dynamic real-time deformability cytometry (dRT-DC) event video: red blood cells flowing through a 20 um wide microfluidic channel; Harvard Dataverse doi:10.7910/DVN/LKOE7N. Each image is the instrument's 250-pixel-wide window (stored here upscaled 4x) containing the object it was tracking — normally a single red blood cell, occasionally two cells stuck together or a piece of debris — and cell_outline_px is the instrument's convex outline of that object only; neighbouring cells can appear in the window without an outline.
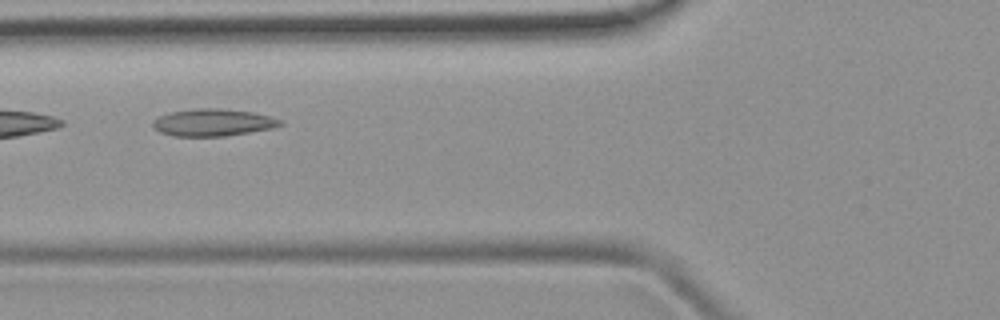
{"species": "common noctule bat (a hibernating species)", "species_latin": "Nyctalus noctula", "temperature_condition": "room temperature", "stored_images_in_passage": 8, "camera_frame_rate_fps": 3000, "um_per_image_px": 0.085, "animal": {"sex": "female", "body_mass_g": 19.9}, "frame": {"image": 1, "passage_image": 4, "time_ms": 4.333, "image_size_px": [1000, 320], "cell_outline_px": [[284, 124], [272, 128], [224, 136], [172, 136], [160, 132], [152, 124], [152, 120], [168, 112], [196, 108], [220, 108], [252, 112], [272, 116], [280, 120]], "centroid_in_image_um": [18.09, 10.4], "position_along_channel_um": 107.7, "area_um2": 20.17}}
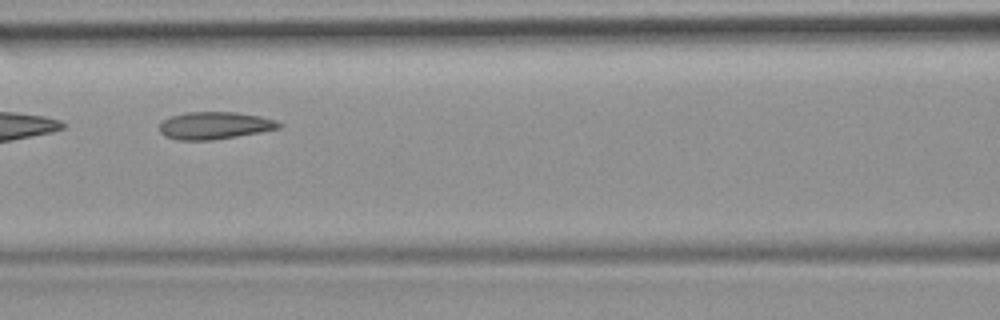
{"frame": {"image": 2, "passage_image": 5, "time_ms": 5.333, "image_size_px": [1000, 320], "cell_outline_px": [[284, 124], [280, 128], [260, 132], [212, 140], [176, 140], [164, 136], [160, 132], [160, 124], [164, 120], [172, 116], [188, 112], [236, 112], [260, 116], [276, 120]], "centroid_in_image_um": [18.26, 10.67], "position_along_channel_um": 148.3, "area_um2": 19.02}}
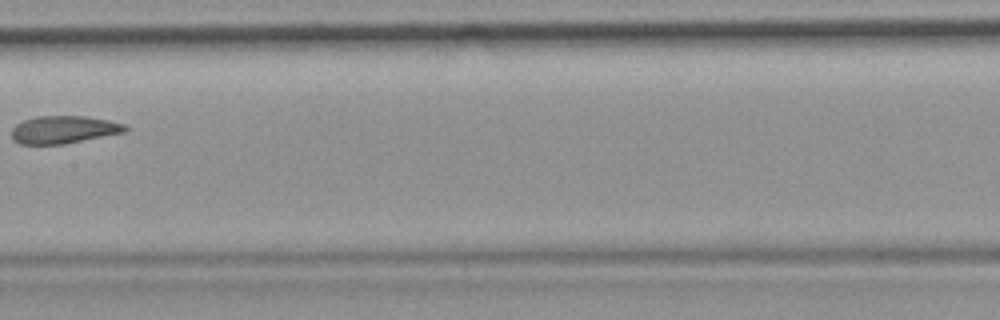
{"frame": {"image": 3, "passage_image": 6, "time_ms": 6.667, "image_size_px": [1000, 320], "cell_outline_px": [[128, 132], [64, 144], [20, 144], [12, 136], [12, 128], [16, 124], [24, 120], [36, 116], [84, 116], [108, 120], [124, 124], [128, 128]], "centroid_in_image_um": [5.45, 11.02], "position_along_channel_um": 201.9, "area_um2": 18.32}}